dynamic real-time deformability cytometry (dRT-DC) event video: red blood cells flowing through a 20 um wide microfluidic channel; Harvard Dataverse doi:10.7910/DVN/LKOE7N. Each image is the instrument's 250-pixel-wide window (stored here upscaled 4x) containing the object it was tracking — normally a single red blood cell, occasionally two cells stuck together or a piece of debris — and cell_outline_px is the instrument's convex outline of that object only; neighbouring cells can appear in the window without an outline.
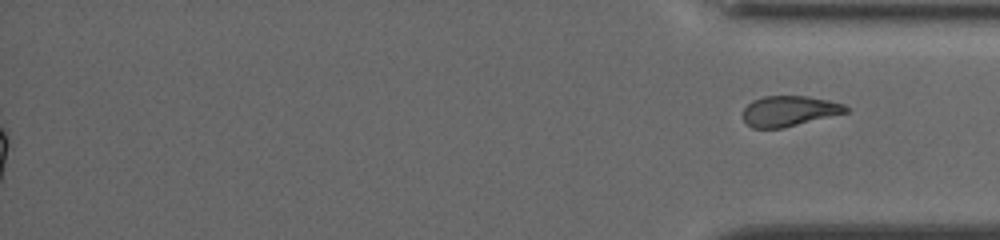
{"species": "common noctule bat (a hibernating species)", "species_latin": "Nyctalus noctula", "temperature_condition": "cold", "stored_images_in_passage": 56, "segment_of_instrument_passage": [2, 2], "camera_frame_rate_fps": 3000, "um_per_image_px": 0.085, "animal": {"sex": "female", "body_mass_g": 19.5, "forearm_length_mm": 54.1}, "frame": {"image": 1, "passage_image": 56, "time_ms": 18.333, "image_size_px": [1000, 240], "cell_outline_px": [[848, 112], [784, 128], [752, 128], [744, 120], [744, 108], [752, 100], [764, 96], [808, 96], [828, 100], [844, 104], [848, 108]], "centroid_in_image_um": [67.09, 9.43], "position_along_channel_um": 368.1, "area_um2": 18.21}}